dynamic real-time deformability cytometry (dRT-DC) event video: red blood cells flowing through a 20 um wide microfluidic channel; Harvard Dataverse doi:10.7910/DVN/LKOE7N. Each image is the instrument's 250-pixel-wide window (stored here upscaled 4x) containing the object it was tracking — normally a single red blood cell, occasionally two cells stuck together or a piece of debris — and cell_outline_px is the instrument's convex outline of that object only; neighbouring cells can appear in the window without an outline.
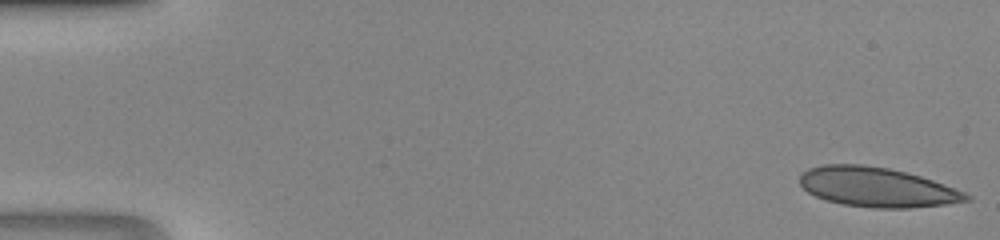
{"species": "human", "species_latin": "Homo sapiens", "temperature_condition": "room temperature", "stored_images_in_passage": 46, "camera_frame_rate_fps": 3000, "um_per_image_px": 0.085, "donor": {"sex": "male"}, "frame": {"image": 1, "passage_image": 1, "time_ms": 0.0, "image_size_px": [1000, 240], "cell_outline_px": [[968, 200], [944, 204], [908, 208], [872, 208], [844, 204], [828, 200], [816, 196], [808, 192], [800, 184], [800, 176], [808, 168], [824, 164], [864, 164], [888, 168], [920, 176], [932, 180], [964, 192], [968, 196]], "centroid_in_image_um": [74.48, 15.9], "position_along_channel_um": 10.5, "area_um2": 37.86}}
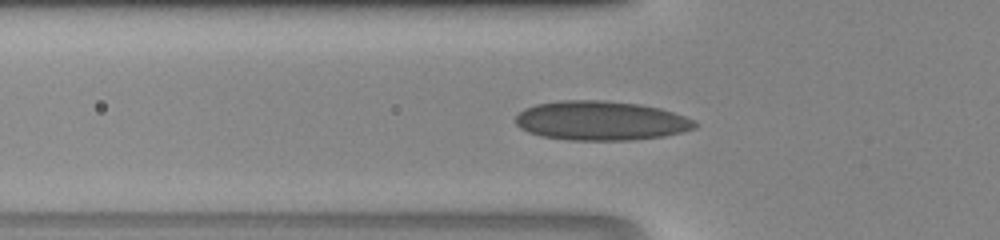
{"frame": {"image": 2, "passage_image": 16, "time_ms": 5.0, "image_size_px": [1000, 240], "cell_outline_px": [[700, 124], [696, 128], [664, 136], [632, 140], [568, 140], [540, 136], [528, 132], [520, 128], [516, 124], [516, 116], [524, 108], [536, 104], [560, 100], [604, 100], [640, 104], [660, 108], [684, 116]], "centroid_in_image_um": [51.06, 10.26], "position_along_channel_um": 74.7, "area_um2": 41.21}}
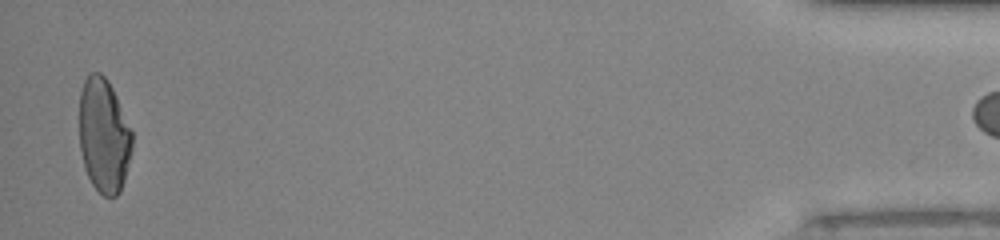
{"frame": {"image": 3, "passage_image": 45, "time_ms": 14.667, "image_size_px": [1000, 240], "cell_outline_px": [[132, 148], [124, 180], [120, 192], [116, 196], [104, 196], [92, 184], [84, 168], [80, 148], [80, 92], [84, 80], [88, 72], [100, 72], [108, 80], [132, 128]], "centroid_in_image_um": [8.83, 11.49], "position_along_channel_um": 426.4, "area_um2": 35.32}}